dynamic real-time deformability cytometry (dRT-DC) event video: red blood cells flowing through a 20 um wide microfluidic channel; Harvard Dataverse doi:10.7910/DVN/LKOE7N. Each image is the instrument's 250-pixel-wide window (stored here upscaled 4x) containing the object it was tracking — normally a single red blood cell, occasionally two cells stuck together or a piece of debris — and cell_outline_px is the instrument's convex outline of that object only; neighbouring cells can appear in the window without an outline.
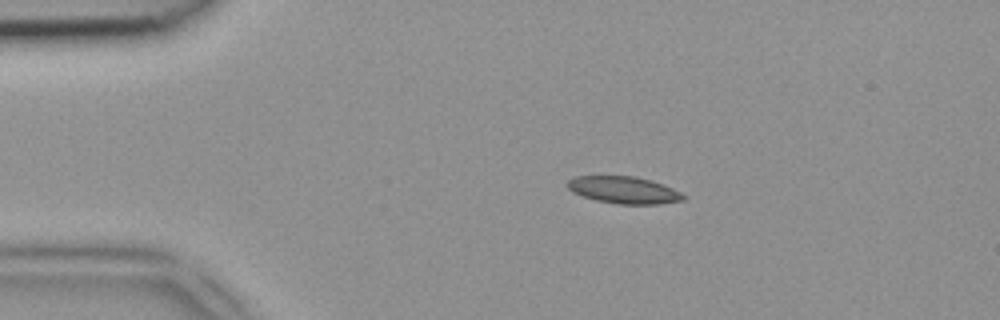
{"species": "common noctule bat (a hibernating species)", "species_latin": "Nyctalus noctula", "temperature_condition": "room temperature", "stored_images_in_passage": 39, "camera_frame_rate_fps": 3000, "um_per_image_px": 0.085, "animal": {"sex": "female", "body_mass_g": 18.4}, "frame": {"image": 1, "passage_image": 1, "time_ms": 0.0, "image_size_px": [1000, 320], "cell_outline_px": [[684, 200], [660, 204], [620, 204], [596, 200], [572, 192], [568, 188], [568, 180], [576, 176], [636, 176], [672, 188], [680, 192], [684, 196]], "centroid_in_image_um": [53.01, 16.15], "position_along_channel_um": 32.0, "area_um2": 17.98}}
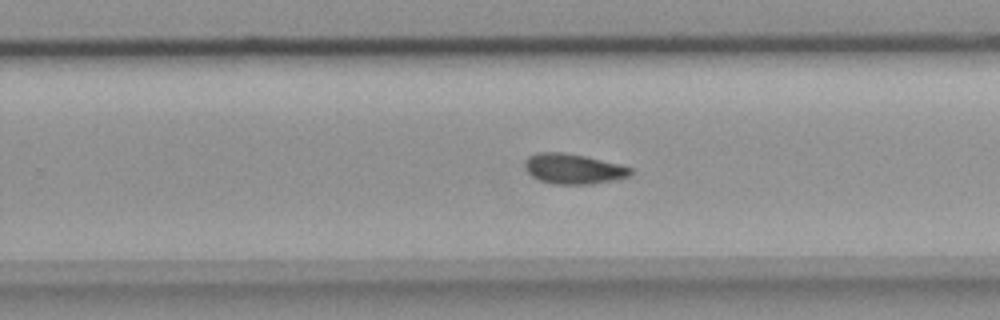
{"frame": {"image": 2, "passage_image": 22, "time_ms": 7.0, "image_size_px": [1000, 320], "cell_outline_px": [[632, 172], [628, 176], [612, 180], [592, 184], [556, 184], [540, 180], [532, 176], [528, 172], [524, 164], [524, 160], [528, 156], [536, 152], [564, 152], [584, 156], [632, 168]], "centroid_in_image_um": [48.67, 14.34], "position_along_channel_um": 281.1, "area_um2": 18.32}}
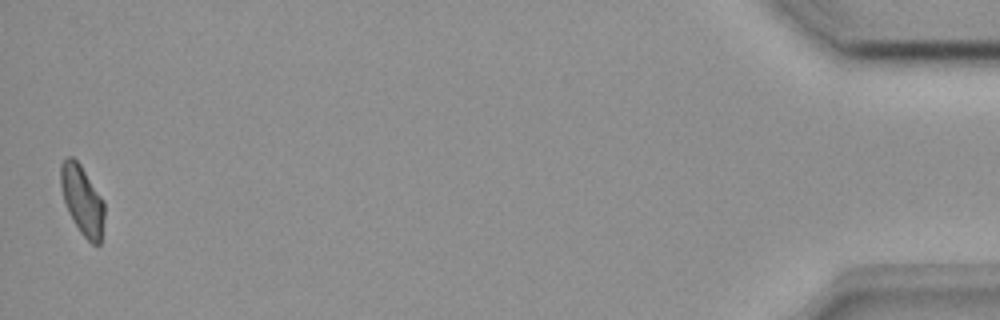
{"frame": {"image": 3, "passage_image": 39, "time_ms": 12.667, "image_size_px": [1000, 320], "cell_outline_px": [[104, 220], [100, 244], [92, 244], [80, 232], [72, 220], [64, 200], [60, 184], [60, 164], [68, 156], [72, 156], [80, 164], [104, 200]], "centroid_in_image_um": [6.99, 17.01], "position_along_channel_um": 428.2, "area_um2": 17.63}}